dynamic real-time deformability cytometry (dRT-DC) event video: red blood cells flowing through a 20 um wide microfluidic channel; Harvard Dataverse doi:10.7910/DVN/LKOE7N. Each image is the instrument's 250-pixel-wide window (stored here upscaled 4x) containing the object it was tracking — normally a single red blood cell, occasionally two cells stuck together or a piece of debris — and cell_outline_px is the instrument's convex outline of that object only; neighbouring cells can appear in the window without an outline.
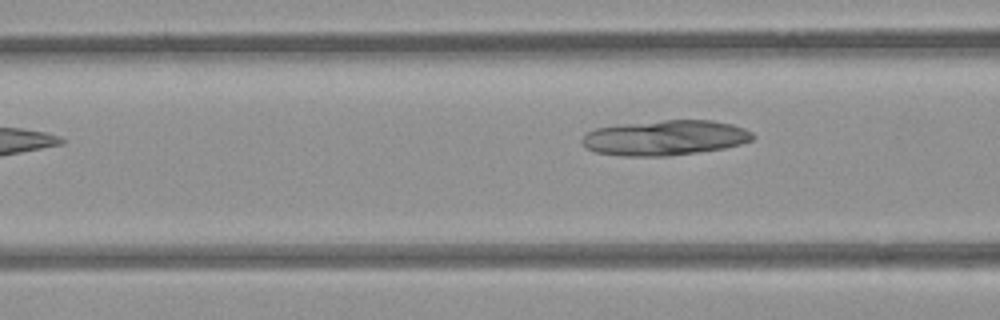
{"species": "common noctule bat (a hibernating species)", "species_latin": "Nyctalus noctula", "temperature_condition": "room temperature", "stored_images_in_passage": 3, "camera_frame_rate_fps": 3000, "um_per_image_px": 0.085, "animal": {"sex": "female", "body_mass_g": 21.9}, "frame": {"image": 1, "passage_image": 3, "time_ms": 0.667, "image_size_px": [1000, 320], "cell_outline_px": [[756, 136], [752, 140], [740, 144], [724, 148], [668, 156], [624, 156], [596, 152], [588, 148], [580, 140], [588, 132], [596, 128], [616, 124], [664, 120], [712, 120], [732, 124], [744, 128], [752, 132]], "centroid_in_image_um": [56.54, 11.7], "position_along_channel_um": 110.1, "area_um2": 34.97}}